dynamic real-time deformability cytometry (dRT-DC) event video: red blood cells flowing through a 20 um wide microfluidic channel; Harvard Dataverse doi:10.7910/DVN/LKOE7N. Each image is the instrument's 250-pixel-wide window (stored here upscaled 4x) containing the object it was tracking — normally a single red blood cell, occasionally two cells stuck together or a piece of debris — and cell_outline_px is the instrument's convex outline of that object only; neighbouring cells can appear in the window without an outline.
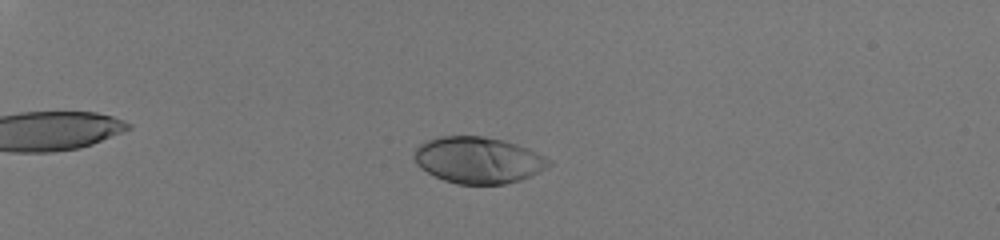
{"species": "human", "species_latin": "Homo sapiens", "temperature_condition": "room temperature", "stored_images_in_passage": 53, "camera_frame_rate_fps": 3000, "um_per_image_px": 0.085, "donor": {"sex": "male"}, "frame": {"image": 1, "passage_image": 18, "time_ms": 5.667, "image_size_px": [1000, 240], "cell_outline_px": [[552, 164], [548, 168], [520, 180], [504, 184], [456, 184], [444, 180], [428, 172], [416, 164], [412, 156], [412, 152], [420, 144], [428, 140], [440, 136], [484, 136], [504, 140], [528, 148], [552, 160]], "centroid_in_image_um": [40.65, 13.6], "position_along_channel_um": 44.3, "area_um2": 36.59}}
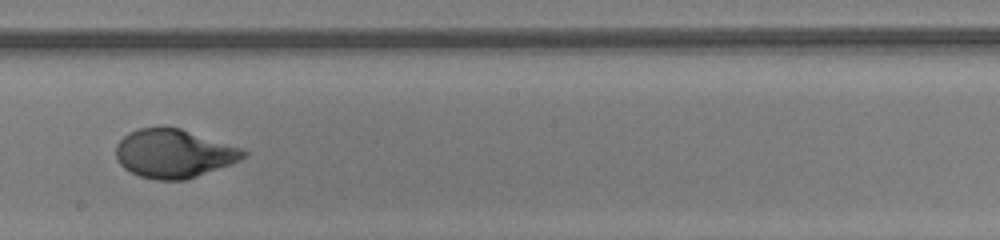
{"frame": {"image": 2, "passage_image": 38, "time_ms": 12.333, "image_size_px": [1000, 240], "cell_outline_px": [[248, 156], [240, 160], [196, 176], [184, 180], [156, 180], [140, 176], [124, 168], [120, 164], [116, 156], [116, 144], [128, 132], [140, 128], [180, 128], [240, 148], [248, 152]], "centroid_in_image_um": [14.75, 13.06], "position_along_channel_um": 233.5, "area_um2": 35.55}}
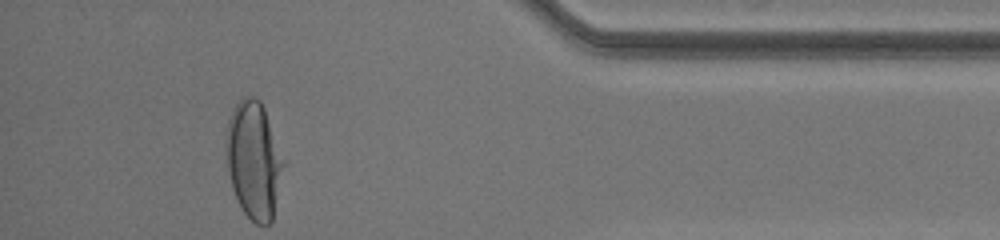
{"frame": {"image": 3, "passage_image": 53, "time_ms": 17.333, "image_size_px": [1000, 240], "cell_outline_px": [[288, 160], [272, 224], [256, 224], [244, 212], [232, 188], [228, 172], [224, 144], [228, 120], [232, 108], [244, 96], [256, 96], [260, 100], [264, 108]], "centroid_in_image_um": [21.63, 13.59], "position_along_channel_um": 413.6, "area_um2": 40.75}, "authors_computed_cell_mechanics": {"area_um2": 37.1076, "velocity_mm_per_s": 4.0793, "shape_relaxation_time_tau1_ms": 4.0856, "shape_relaxation_time_tau2_ms": null, "deformation_change_tau1": 0.2329, "deformation_change_tau2": null}}